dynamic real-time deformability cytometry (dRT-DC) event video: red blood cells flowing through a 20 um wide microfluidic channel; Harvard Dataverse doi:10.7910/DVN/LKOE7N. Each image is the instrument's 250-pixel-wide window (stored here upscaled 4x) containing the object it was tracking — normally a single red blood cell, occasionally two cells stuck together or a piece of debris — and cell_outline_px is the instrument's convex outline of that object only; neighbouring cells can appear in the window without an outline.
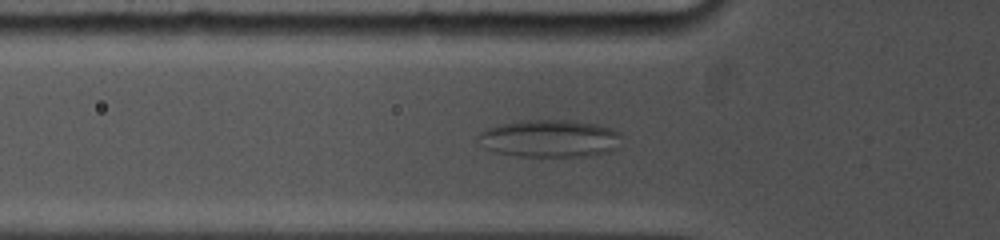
{"species": "common noctule bat (a hibernating species)", "species_latin": "Nyctalus noctula", "temperature_condition": "cold", "stored_images_in_passage": 86, "camera_frame_rate_fps": 5000, "um_per_image_px": 0.085, "animal": {"sex": "female", "body_mass_g": 19.0, "forearm_length_mm": 53.3}, "frame": {"image": 1, "passage_image": 29, "time_ms": 5.6, "image_size_px": [1000, 240], "cell_outline_px": [[620, 136], [616, 148], [612, 152], [584, 156], [520, 156], [496, 152], [488, 148], [476, 140], [476, 136], [484, 128], [520, 120], [572, 120], [596, 124], [612, 128], [620, 132]], "centroid_in_image_um": [46.72, 11.76], "position_along_channel_um": 79.1, "area_um2": 31.39}}
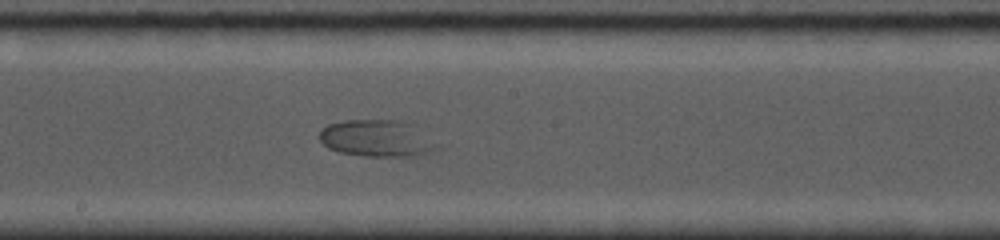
{"frame": {"image": 2, "passage_image": 48, "time_ms": 9.4, "image_size_px": [1000, 240], "cell_outline_px": [[444, 148], [436, 152], [408, 156], [364, 156], [340, 152], [328, 148], [316, 136], [328, 124], [344, 120], [396, 120], [416, 124], [444, 144]], "centroid_in_image_um": [32.2, 11.76], "position_along_channel_um": 216.0, "area_um2": 26.24}}
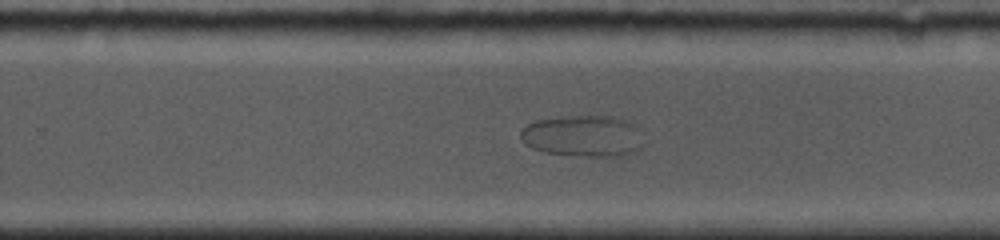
{"frame": {"image": 3, "passage_image": 57, "time_ms": 11.2, "image_size_px": [1000, 240], "cell_outline_px": [[644, 144], [640, 148], [624, 156], [580, 156], [544, 152], [532, 148], [520, 136], [520, 132], [528, 124], [536, 120], [568, 116], [612, 116], [624, 120], [632, 124], [636, 128]], "centroid_in_image_um": [49.57, 11.57], "position_along_channel_um": 280.2, "area_um2": 29.36}}